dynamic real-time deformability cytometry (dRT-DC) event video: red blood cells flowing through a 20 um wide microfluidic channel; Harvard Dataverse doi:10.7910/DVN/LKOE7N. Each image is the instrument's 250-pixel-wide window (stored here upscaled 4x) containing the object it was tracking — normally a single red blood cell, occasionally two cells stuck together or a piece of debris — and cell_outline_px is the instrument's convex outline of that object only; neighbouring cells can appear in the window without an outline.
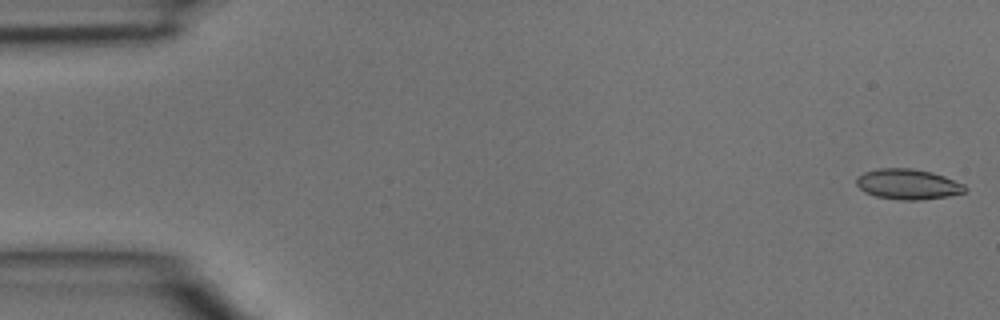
{"species": "common noctule bat (a hibernating species)", "species_latin": "Nyctalus noctula", "temperature_condition": "room temperature", "stored_images_in_passage": 4, "camera_frame_rate_fps": 3000, "um_per_image_px": 0.085, "animal": {"sex": "male", "body_mass_g": 15.6}, "frame": {"image": 1, "passage_image": 1, "time_ms": 0.0, "image_size_px": [1000, 320], "cell_outline_px": [[968, 192], [948, 196], [920, 200], [900, 200], [876, 196], [864, 192], [856, 184], [856, 176], [864, 172], [876, 168], [912, 168], [932, 172], [944, 176], [964, 184], [968, 188]], "centroid_in_image_um": [77.18, 15.65], "position_along_channel_um": 7.8, "area_um2": 19.48}}
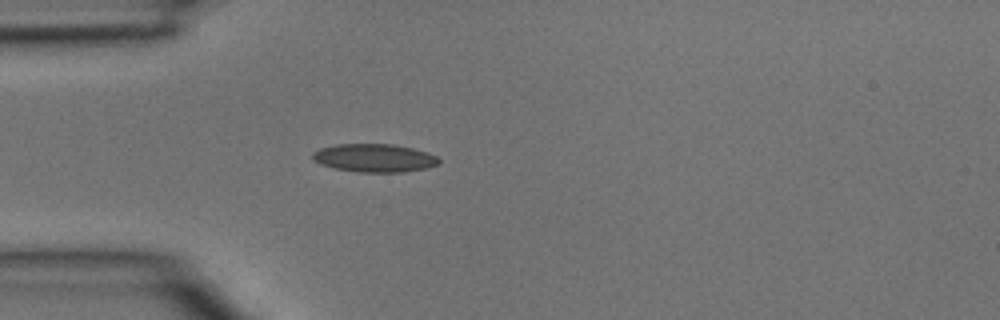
{"frame": {"image": 2, "passage_image": 4, "time_ms": 1.0, "image_size_px": [1000, 320], "cell_outline_px": [[440, 164], [424, 168], [400, 172], [360, 172], [336, 168], [312, 160], [312, 152], [320, 148], [336, 144], [392, 144], [412, 148], [428, 152], [436, 156], [440, 160]], "centroid_in_image_um": [31.83, 13.41], "position_along_channel_um": 53.2, "area_um2": 20.58}}